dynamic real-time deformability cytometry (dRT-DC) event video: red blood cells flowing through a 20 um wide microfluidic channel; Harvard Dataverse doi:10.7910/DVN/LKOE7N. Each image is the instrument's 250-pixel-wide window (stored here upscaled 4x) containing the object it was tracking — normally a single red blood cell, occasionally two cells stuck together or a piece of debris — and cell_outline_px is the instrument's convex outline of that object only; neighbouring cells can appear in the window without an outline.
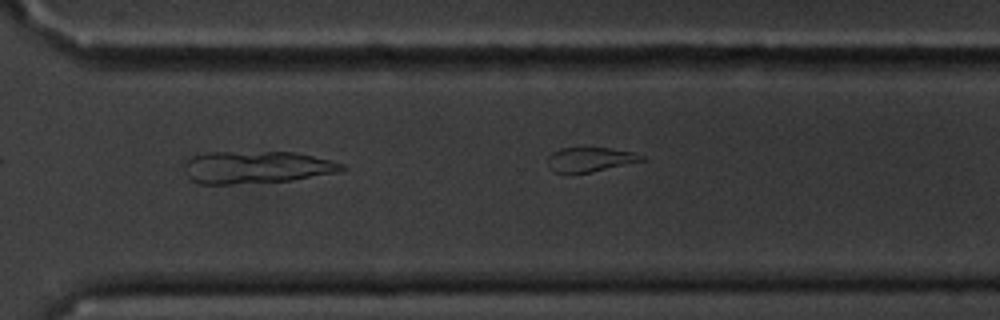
{"species": "common noctule bat (a hibernating species)", "species_latin": "Nyctalus noctula", "temperature_condition": "cold", "stored_images_in_passage": 16, "camera_frame_rate_fps": 3000, "um_per_image_px": 0.085, "animal": {"sex": "male", "body_mass_g": 20.1, "forearm_length_mm": 53.5}, "frame": {"image": 1, "passage_image": 12, "time_ms": 13.667, "image_size_px": [1000, 320], "cell_outline_px": [[348, 168], [336, 172], [292, 180], [228, 184], [200, 184], [192, 180], [184, 172], [184, 164], [192, 156], [208, 152], [292, 152], [332, 160], [344, 164]], "centroid_in_image_um": [21.78, 14.21], "position_along_channel_um": 348.8, "area_um2": 29.54}}
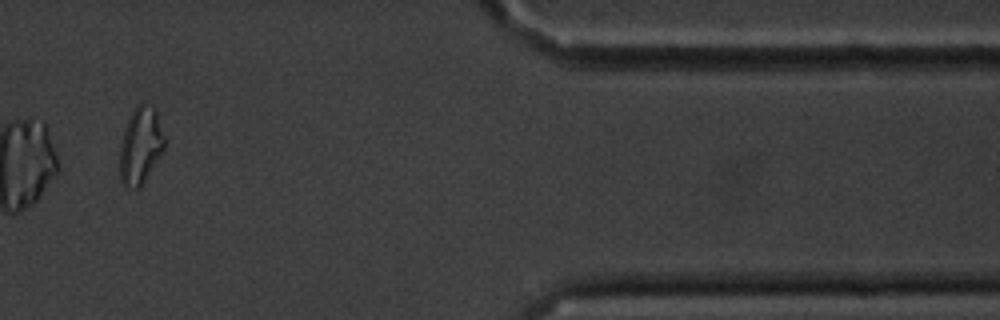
{"frame": {"image": 2, "passage_image": 14, "time_ms": 17.0, "image_size_px": [1000, 320], "cell_outline_px": [[164, 148], [160, 156], [140, 188], [124, 188], [120, 184], [120, 144], [124, 128], [136, 104], [140, 100], [144, 100], [152, 104], [156, 112], [164, 136]], "centroid_in_image_um": [11.92, 12.36], "position_along_channel_um": 399.5, "area_um2": 20.35}}